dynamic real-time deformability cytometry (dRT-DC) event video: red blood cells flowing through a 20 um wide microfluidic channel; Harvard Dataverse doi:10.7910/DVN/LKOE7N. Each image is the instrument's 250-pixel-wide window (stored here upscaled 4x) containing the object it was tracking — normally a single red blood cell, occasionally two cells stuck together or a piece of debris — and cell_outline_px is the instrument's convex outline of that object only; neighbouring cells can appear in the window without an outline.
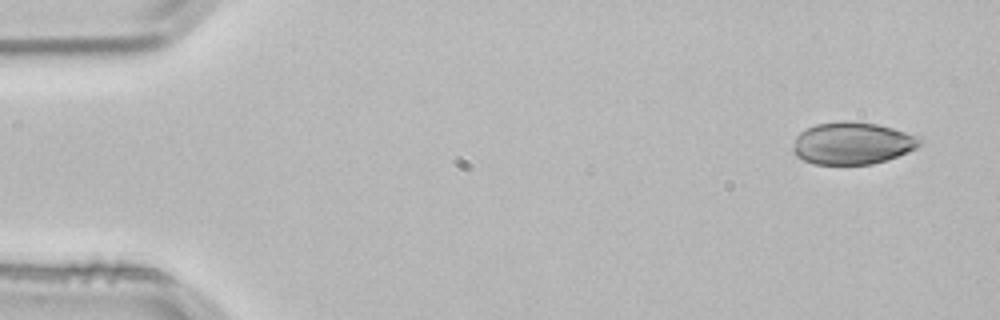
{"species": "common noctule bat (a hibernating species)", "species_latin": "Nyctalus noctula", "temperature_condition": "room temperature", "stored_images_in_passage": 4, "segment_of_instrument_passage": [1, 2], "camera_frame_rate_fps": 3000, "um_per_image_px": 0.085, "animal": {"sex": "male", "body_mass_g": 21.5, "forearm_length_mm": 52.0}, "frame": {"image": 1, "passage_image": 1, "time_ms": 0.0, "image_size_px": [1000, 320], "cell_outline_px": [[920, 144], [916, 148], [908, 152], [888, 160], [872, 164], [812, 164], [796, 156], [792, 148], [796, 136], [800, 132], [816, 124], [876, 124], [892, 128], [920, 136]], "centroid_in_image_um": [72.46, 12.23], "position_along_channel_um": 12.5, "area_um2": 30.35}}
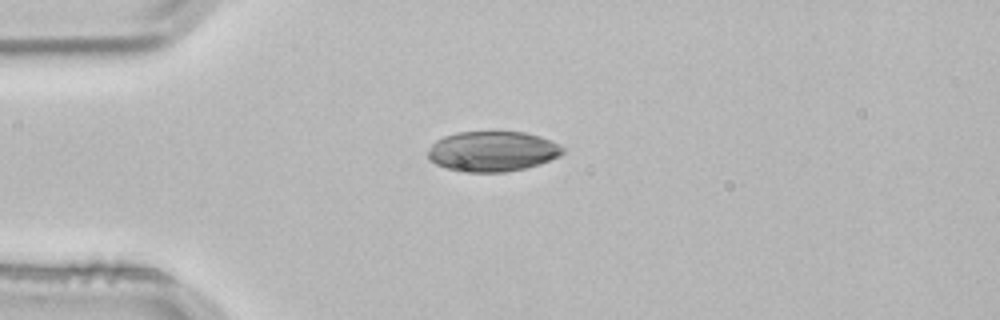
{"frame": {"image": 2, "passage_image": 3, "time_ms": 0.667, "image_size_px": [1000, 320], "cell_outline_px": [[564, 152], [560, 156], [540, 164], [524, 168], [504, 172], [460, 172], [444, 168], [428, 160], [428, 152], [432, 144], [436, 140], [444, 136], [456, 132], [524, 132], [540, 136], [560, 144], [564, 148]], "centroid_in_image_um": [41.85, 12.87], "position_along_channel_um": 43.2, "area_um2": 31.85}}